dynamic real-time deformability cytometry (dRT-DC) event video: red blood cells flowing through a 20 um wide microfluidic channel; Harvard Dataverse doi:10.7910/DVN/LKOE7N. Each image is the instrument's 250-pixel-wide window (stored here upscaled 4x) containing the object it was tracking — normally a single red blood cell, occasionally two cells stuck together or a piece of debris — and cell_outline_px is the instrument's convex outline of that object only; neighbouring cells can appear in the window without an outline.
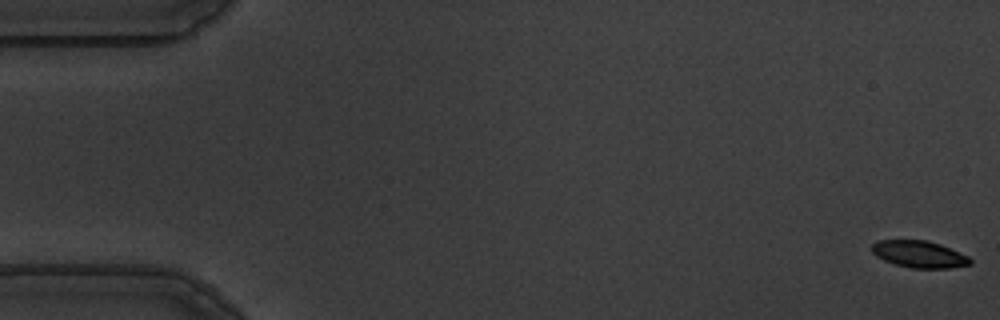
{"species": "common noctule bat (a hibernating species)", "species_latin": "Nyctalus noctula", "temperature_condition": "warm", "stored_images_in_passage": 57, "camera_frame_rate_fps": 3000, "um_per_image_px": 0.085, "animal": {"sex": "male", "body_mass_g": 19.5, "forearm_length_mm": 54.6}, "frame": {"image": 1, "passage_image": 1, "time_ms": 0.0, "image_size_px": [1000, 320], "cell_outline_px": [[972, 264], [952, 268], [912, 268], [896, 264], [884, 260], [876, 256], [872, 252], [872, 244], [876, 240], [928, 240], [940, 244], [968, 256], [972, 260]], "centroid_in_image_um": [78.14, 21.6], "position_along_channel_um": 6.9, "area_um2": 15.43}}
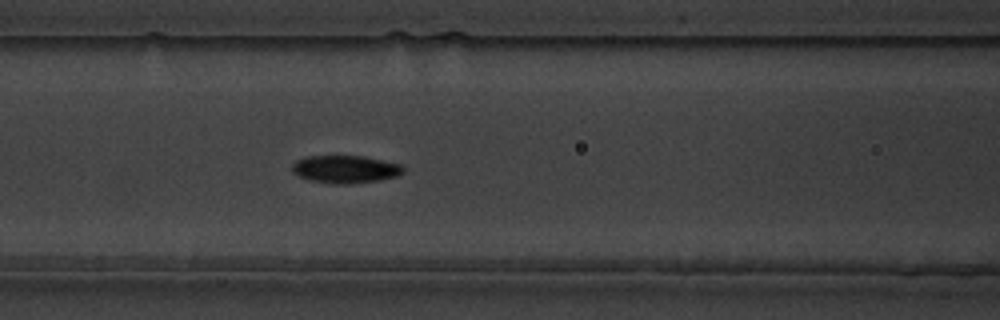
{"frame": {"image": 2, "passage_image": 24, "time_ms": 7.667, "image_size_px": [1000, 320], "cell_outline_px": [[404, 172], [400, 176], [380, 180], [348, 184], [332, 184], [308, 180], [292, 172], [292, 164], [296, 160], [308, 156], [364, 156], [400, 164], [404, 168]], "centroid_in_image_um": [29.37, 14.39], "position_along_channel_um": 137.2, "area_um2": 18.09}}
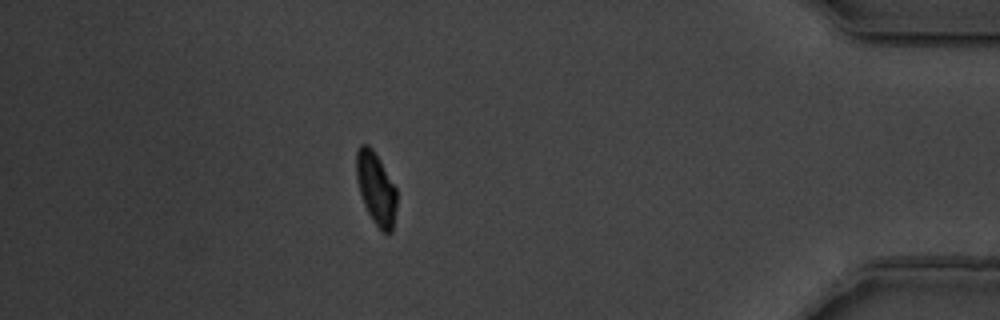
{"frame": {"image": 3, "passage_image": 50, "time_ms": 16.333, "image_size_px": [1000, 320], "cell_outline_px": [[396, 208], [392, 232], [384, 232], [372, 220], [364, 204], [356, 180], [356, 152], [360, 144], [368, 144], [372, 148], [380, 160], [396, 188]], "centroid_in_image_um": [31.95, 15.98], "position_along_channel_um": 403.3, "area_um2": 16.88}, "authors_computed_cell_mechanics": {"area_um2": 17.1088, "velocity_mm_per_s": 3.5859, "shape_relaxation_time_tau1_ms": 3.0556, "shape_relaxation_time_tau2_ms": 3.3766, "deformation_change_tau1": 0.1087, "deformation_change_tau2": 0.0728}}